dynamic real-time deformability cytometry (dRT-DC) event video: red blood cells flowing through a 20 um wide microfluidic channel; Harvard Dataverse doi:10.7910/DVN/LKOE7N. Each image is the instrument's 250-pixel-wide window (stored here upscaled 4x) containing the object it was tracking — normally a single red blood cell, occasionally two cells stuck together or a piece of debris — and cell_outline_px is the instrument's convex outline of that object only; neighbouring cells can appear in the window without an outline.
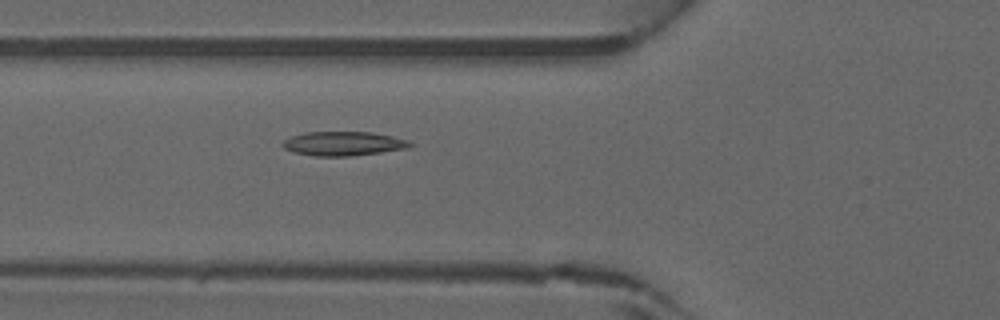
{"species": "common noctule bat (a hibernating species)", "species_latin": "Nyctalus noctula", "temperature_condition": "warm", "stored_images_in_passage": 29, "camera_frame_rate_fps": 3000, "um_per_image_px": 0.085, "animal": {"sex": "male", "forearm_length_mm": 52.5}, "frame": {"image": 1, "passage_image": 8, "time_ms": 2.333, "image_size_px": [1000, 320], "cell_outline_px": [[412, 144], [408, 148], [352, 156], [312, 156], [292, 152], [284, 148], [280, 144], [284, 140], [292, 136], [304, 132], [372, 132], [392, 136], [408, 140]], "centroid_in_image_um": [29.14, 12.21], "position_along_channel_um": 96.7, "area_um2": 17.98}}
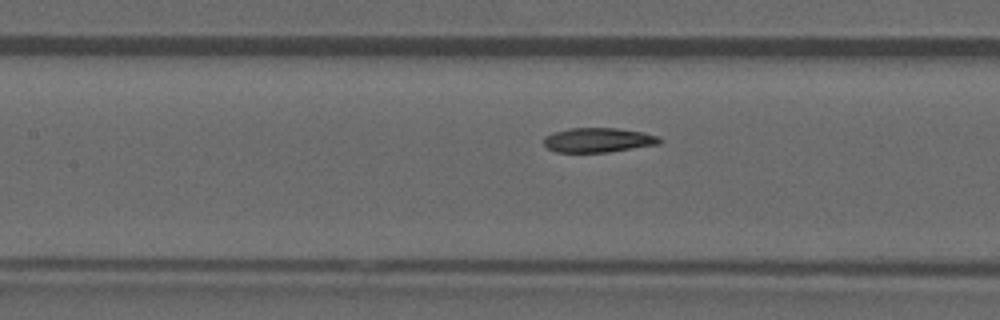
{"frame": {"image": 2, "passage_image": 12, "time_ms": 3.667, "image_size_px": [1000, 320], "cell_outline_px": [[664, 140], [660, 144], [608, 152], [556, 152], [548, 148], [544, 144], [544, 136], [552, 132], [568, 128], [616, 128], [644, 132], [660, 136]], "centroid_in_image_um": [50.88, 11.9], "position_along_channel_um": 156.5, "area_um2": 16.76}}